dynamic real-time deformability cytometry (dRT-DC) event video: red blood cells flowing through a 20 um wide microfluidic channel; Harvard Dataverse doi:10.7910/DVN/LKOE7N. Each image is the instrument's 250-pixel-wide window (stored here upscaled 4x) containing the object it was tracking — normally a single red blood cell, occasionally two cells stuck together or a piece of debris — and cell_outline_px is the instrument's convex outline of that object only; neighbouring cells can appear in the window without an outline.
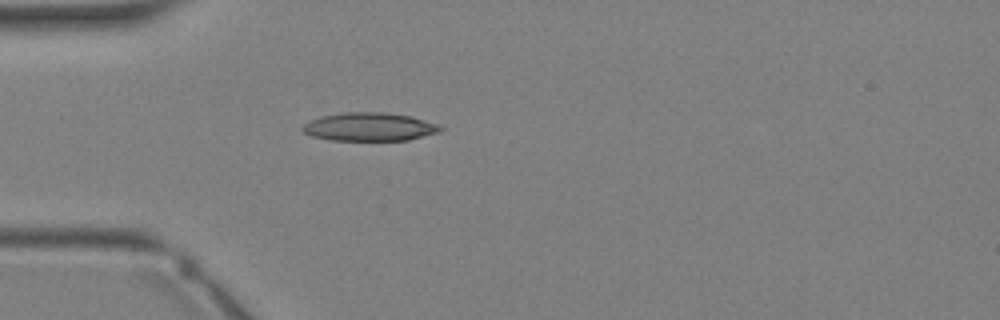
{"species": "Egyptian fruit bat (a non-hibernating species)", "species_latin": "Rousettus aegyptiacus", "temperature_condition": "warm", "stored_images_in_passage": 28, "camera_frame_rate_fps": 3000, "um_per_image_px": 0.085, "animal": {"sex": "female"}, "frame": {"image": 1, "passage_image": 4, "time_ms": 1.0, "image_size_px": [1000, 320], "cell_outline_px": [[444, 128], [440, 132], [408, 140], [332, 140], [312, 136], [304, 132], [300, 128], [308, 120], [320, 116], [344, 112], [384, 112], [412, 116], [436, 124]], "centroid_in_image_um": [31.38, 10.77], "position_along_channel_um": 53.6, "area_um2": 22.83}}
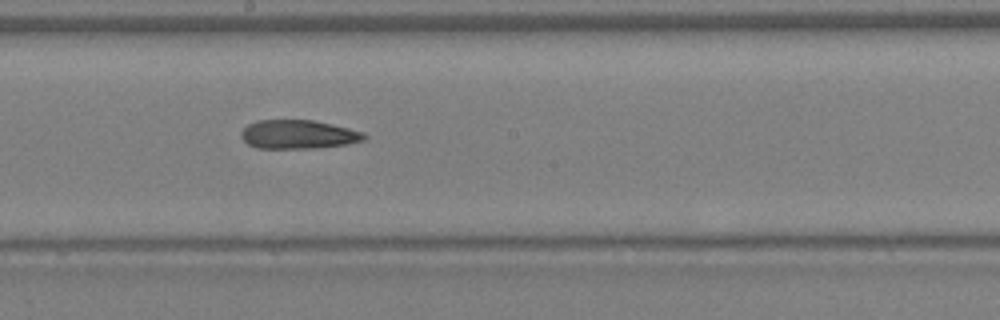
{"frame": {"image": 2, "passage_image": 13, "time_ms": 4.0, "image_size_px": [1000, 320], "cell_outline_px": [[368, 136], [364, 140], [348, 144], [316, 148], [256, 148], [248, 144], [240, 136], [240, 132], [248, 124], [256, 120], [312, 120], [348, 128], [364, 132]], "centroid_in_image_um": [25.34, 11.43], "position_along_channel_um": 222.9, "area_um2": 20.69}}
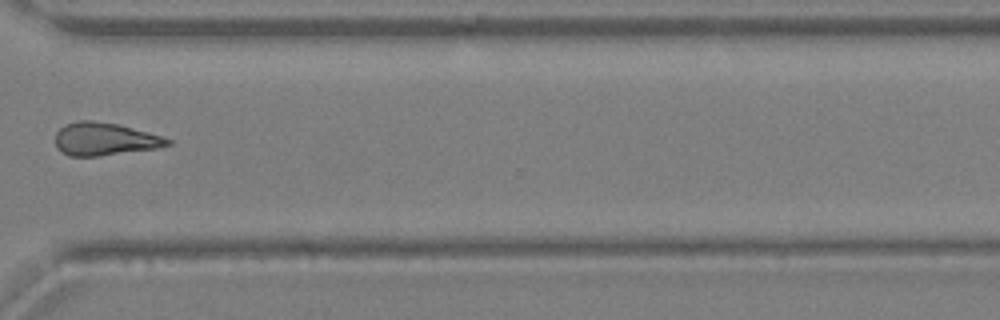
{"frame": {"image": 3, "passage_image": 20, "time_ms": 6.333, "image_size_px": [1000, 320], "cell_outline_px": [[172, 144], [156, 148], [96, 156], [68, 156], [60, 152], [56, 148], [56, 132], [64, 124], [76, 120], [92, 120], [116, 124], [160, 136], [172, 140]], "centroid_in_image_um": [8.82, 11.82], "position_along_channel_um": 361.8, "area_um2": 21.27}}